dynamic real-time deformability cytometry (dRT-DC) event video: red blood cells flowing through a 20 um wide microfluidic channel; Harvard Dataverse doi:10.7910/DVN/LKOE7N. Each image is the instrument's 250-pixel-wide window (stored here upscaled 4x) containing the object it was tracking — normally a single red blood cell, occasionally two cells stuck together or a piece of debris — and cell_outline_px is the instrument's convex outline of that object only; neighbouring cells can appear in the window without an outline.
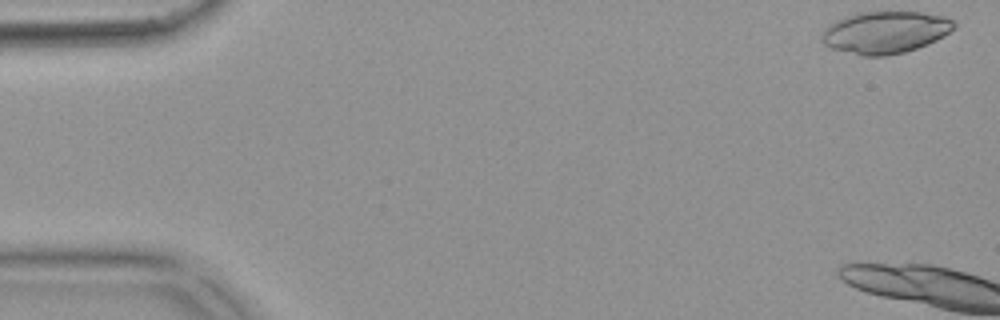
{"species": "common noctule bat (a hibernating species)", "species_latin": "Nyctalus noctula", "temperature_condition": "warm", "stored_images_in_passage": 4, "camera_frame_rate_fps": 3000, "um_per_image_px": 0.085, "animal": {"sex": "female", "body_mass_g": 18.4}, "frame": {"image": 1, "passage_image": 1, "time_ms": 0.0, "image_size_px": [1000, 320], "cell_outline_px": [[956, 28], [944, 36], [928, 44], [904, 52], [888, 56], [860, 56], [828, 48], [820, 40], [820, 36], [824, 28], [828, 24], [844, 16], [856, 12], [924, 12], [944, 16], [956, 20]], "centroid_in_image_um": [75.22, 2.75], "position_along_channel_um": 9.8, "area_um2": 33.18}}